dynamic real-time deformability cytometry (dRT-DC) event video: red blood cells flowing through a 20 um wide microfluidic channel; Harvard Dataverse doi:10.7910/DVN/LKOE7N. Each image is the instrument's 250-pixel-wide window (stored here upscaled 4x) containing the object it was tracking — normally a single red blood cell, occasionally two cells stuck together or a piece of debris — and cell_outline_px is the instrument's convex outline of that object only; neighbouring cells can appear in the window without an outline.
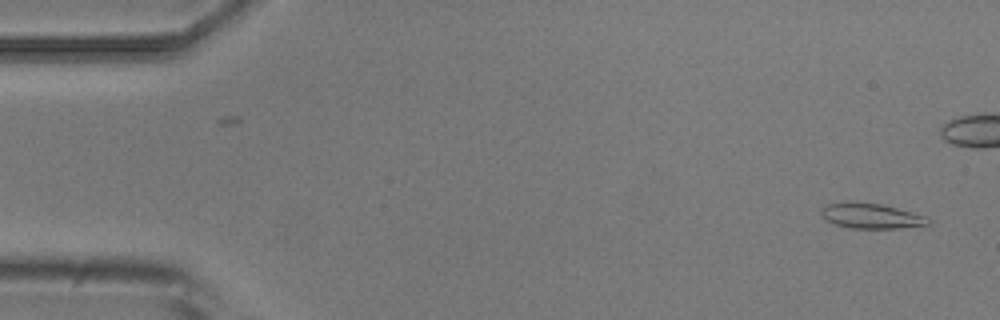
{"species": "common noctule bat (a hibernating species)", "species_latin": "Nyctalus noctula", "temperature_condition": "room temperature", "stored_images_in_passage": 3, "camera_frame_rate_fps": 3000, "um_per_image_px": 0.085, "animal": {"sex": "male", "body_mass_g": 20.5, "forearm_length_mm": 52.5}, "frame": {"image": 1, "passage_image": 3, "time_ms": 2.0, "image_size_px": [1000, 320], "cell_outline_px": [[932, 224], [900, 228], [852, 228], [836, 224], [824, 220], [820, 212], [828, 204], [848, 200], [856, 200], [880, 204], [896, 208], [924, 216], [932, 220]], "centroid_in_image_um": [74.02, 18.33], "position_along_channel_um": 11.0, "area_um2": 15.84}}